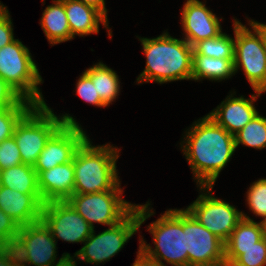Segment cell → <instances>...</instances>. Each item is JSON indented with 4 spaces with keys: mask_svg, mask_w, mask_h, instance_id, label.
Wrapping results in <instances>:
<instances>
[{
    "mask_svg": "<svg viewBox=\"0 0 266 266\" xmlns=\"http://www.w3.org/2000/svg\"><path fill=\"white\" fill-rule=\"evenodd\" d=\"M80 124H63L46 142L33 168L37 175L73 160L76 150L88 138Z\"/></svg>",
    "mask_w": 266,
    "mask_h": 266,
    "instance_id": "obj_14",
    "label": "cell"
},
{
    "mask_svg": "<svg viewBox=\"0 0 266 266\" xmlns=\"http://www.w3.org/2000/svg\"><path fill=\"white\" fill-rule=\"evenodd\" d=\"M192 47V55L234 59V38L226 33H221L214 38L198 41Z\"/></svg>",
    "mask_w": 266,
    "mask_h": 266,
    "instance_id": "obj_26",
    "label": "cell"
},
{
    "mask_svg": "<svg viewBox=\"0 0 266 266\" xmlns=\"http://www.w3.org/2000/svg\"><path fill=\"white\" fill-rule=\"evenodd\" d=\"M84 72L91 78L101 101L106 106L112 104L120 92V80L116 71L100 61Z\"/></svg>",
    "mask_w": 266,
    "mask_h": 266,
    "instance_id": "obj_22",
    "label": "cell"
},
{
    "mask_svg": "<svg viewBox=\"0 0 266 266\" xmlns=\"http://www.w3.org/2000/svg\"><path fill=\"white\" fill-rule=\"evenodd\" d=\"M20 150L14 137L0 143V171L22 164Z\"/></svg>",
    "mask_w": 266,
    "mask_h": 266,
    "instance_id": "obj_30",
    "label": "cell"
},
{
    "mask_svg": "<svg viewBox=\"0 0 266 266\" xmlns=\"http://www.w3.org/2000/svg\"><path fill=\"white\" fill-rule=\"evenodd\" d=\"M38 188L44 203L68 200L74 192V157L66 164H59L38 175Z\"/></svg>",
    "mask_w": 266,
    "mask_h": 266,
    "instance_id": "obj_18",
    "label": "cell"
},
{
    "mask_svg": "<svg viewBox=\"0 0 266 266\" xmlns=\"http://www.w3.org/2000/svg\"><path fill=\"white\" fill-rule=\"evenodd\" d=\"M234 69L242 68L253 90L266 92V54L264 47V24L249 20L251 27L233 19ZM253 31H252V30Z\"/></svg>",
    "mask_w": 266,
    "mask_h": 266,
    "instance_id": "obj_8",
    "label": "cell"
},
{
    "mask_svg": "<svg viewBox=\"0 0 266 266\" xmlns=\"http://www.w3.org/2000/svg\"><path fill=\"white\" fill-rule=\"evenodd\" d=\"M57 241L50 229L42 220L20 226L19 233L13 245L21 266H64L71 260L69 253H63L57 258Z\"/></svg>",
    "mask_w": 266,
    "mask_h": 266,
    "instance_id": "obj_10",
    "label": "cell"
},
{
    "mask_svg": "<svg viewBox=\"0 0 266 266\" xmlns=\"http://www.w3.org/2000/svg\"><path fill=\"white\" fill-rule=\"evenodd\" d=\"M77 261L75 260V258H71V260L65 264L64 266H77Z\"/></svg>",
    "mask_w": 266,
    "mask_h": 266,
    "instance_id": "obj_40",
    "label": "cell"
},
{
    "mask_svg": "<svg viewBox=\"0 0 266 266\" xmlns=\"http://www.w3.org/2000/svg\"><path fill=\"white\" fill-rule=\"evenodd\" d=\"M262 93L255 90L250 98L234 97L236 93H231L207 115L234 136L259 113L253 102Z\"/></svg>",
    "mask_w": 266,
    "mask_h": 266,
    "instance_id": "obj_16",
    "label": "cell"
},
{
    "mask_svg": "<svg viewBox=\"0 0 266 266\" xmlns=\"http://www.w3.org/2000/svg\"><path fill=\"white\" fill-rule=\"evenodd\" d=\"M78 125L70 114L57 116L45 105H35L16 125L14 139L22 162L34 166L46 142L63 125Z\"/></svg>",
    "mask_w": 266,
    "mask_h": 266,
    "instance_id": "obj_6",
    "label": "cell"
},
{
    "mask_svg": "<svg viewBox=\"0 0 266 266\" xmlns=\"http://www.w3.org/2000/svg\"><path fill=\"white\" fill-rule=\"evenodd\" d=\"M0 78L7 82L23 99L34 105H45L38 85L43 83L30 50L15 39L0 48Z\"/></svg>",
    "mask_w": 266,
    "mask_h": 266,
    "instance_id": "obj_7",
    "label": "cell"
},
{
    "mask_svg": "<svg viewBox=\"0 0 266 266\" xmlns=\"http://www.w3.org/2000/svg\"><path fill=\"white\" fill-rule=\"evenodd\" d=\"M241 215L242 219L224 243L225 248H250L264 237L260 222H255L244 212Z\"/></svg>",
    "mask_w": 266,
    "mask_h": 266,
    "instance_id": "obj_24",
    "label": "cell"
},
{
    "mask_svg": "<svg viewBox=\"0 0 266 266\" xmlns=\"http://www.w3.org/2000/svg\"><path fill=\"white\" fill-rule=\"evenodd\" d=\"M183 231L186 232L188 266H226L224 242L201 225L185 208Z\"/></svg>",
    "mask_w": 266,
    "mask_h": 266,
    "instance_id": "obj_12",
    "label": "cell"
},
{
    "mask_svg": "<svg viewBox=\"0 0 266 266\" xmlns=\"http://www.w3.org/2000/svg\"><path fill=\"white\" fill-rule=\"evenodd\" d=\"M10 245L0 236V252L9 248Z\"/></svg>",
    "mask_w": 266,
    "mask_h": 266,
    "instance_id": "obj_38",
    "label": "cell"
},
{
    "mask_svg": "<svg viewBox=\"0 0 266 266\" xmlns=\"http://www.w3.org/2000/svg\"><path fill=\"white\" fill-rule=\"evenodd\" d=\"M15 40L9 10L0 2V48Z\"/></svg>",
    "mask_w": 266,
    "mask_h": 266,
    "instance_id": "obj_33",
    "label": "cell"
},
{
    "mask_svg": "<svg viewBox=\"0 0 266 266\" xmlns=\"http://www.w3.org/2000/svg\"><path fill=\"white\" fill-rule=\"evenodd\" d=\"M19 229L20 226L16 221L0 209V236L10 246L14 245Z\"/></svg>",
    "mask_w": 266,
    "mask_h": 266,
    "instance_id": "obj_34",
    "label": "cell"
},
{
    "mask_svg": "<svg viewBox=\"0 0 266 266\" xmlns=\"http://www.w3.org/2000/svg\"><path fill=\"white\" fill-rule=\"evenodd\" d=\"M76 94L85 102L97 107H107L100 99L91 78L83 72L76 84Z\"/></svg>",
    "mask_w": 266,
    "mask_h": 266,
    "instance_id": "obj_31",
    "label": "cell"
},
{
    "mask_svg": "<svg viewBox=\"0 0 266 266\" xmlns=\"http://www.w3.org/2000/svg\"><path fill=\"white\" fill-rule=\"evenodd\" d=\"M181 24L185 34L183 38L191 46L198 41L214 38L223 33L217 15L199 0H187L184 3Z\"/></svg>",
    "mask_w": 266,
    "mask_h": 266,
    "instance_id": "obj_15",
    "label": "cell"
},
{
    "mask_svg": "<svg viewBox=\"0 0 266 266\" xmlns=\"http://www.w3.org/2000/svg\"><path fill=\"white\" fill-rule=\"evenodd\" d=\"M183 137L180 145L197 185L213 186L236 151L234 136L205 115Z\"/></svg>",
    "mask_w": 266,
    "mask_h": 266,
    "instance_id": "obj_1",
    "label": "cell"
},
{
    "mask_svg": "<svg viewBox=\"0 0 266 266\" xmlns=\"http://www.w3.org/2000/svg\"><path fill=\"white\" fill-rule=\"evenodd\" d=\"M41 220L55 240L69 243H84L93 230L67 200L44 203Z\"/></svg>",
    "mask_w": 266,
    "mask_h": 266,
    "instance_id": "obj_13",
    "label": "cell"
},
{
    "mask_svg": "<svg viewBox=\"0 0 266 266\" xmlns=\"http://www.w3.org/2000/svg\"><path fill=\"white\" fill-rule=\"evenodd\" d=\"M246 193L249 209L256 216L266 217V179L261 178L253 182Z\"/></svg>",
    "mask_w": 266,
    "mask_h": 266,
    "instance_id": "obj_29",
    "label": "cell"
},
{
    "mask_svg": "<svg viewBox=\"0 0 266 266\" xmlns=\"http://www.w3.org/2000/svg\"><path fill=\"white\" fill-rule=\"evenodd\" d=\"M235 75L234 59H222L204 55H192L191 80L222 81Z\"/></svg>",
    "mask_w": 266,
    "mask_h": 266,
    "instance_id": "obj_21",
    "label": "cell"
},
{
    "mask_svg": "<svg viewBox=\"0 0 266 266\" xmlns=\"http://www.w3.org/2000/svg\"><path fill=\"white\" fill-rule=\"evenodd\" d=\"M264 47H265V54H266V24H264Z\"/></svg>",
    "mask_w": 266,
    "mask_h": 266,
    "instance_id": "obj_41",
    "label": "cell"
},
{
    "mask_svg": "<svg viewBox=\"0 0 266 266\" xmlns=\"http://www.w3.org/2000/svg\"><path fill=\"white\" fill-rule=\"evenodd\" d=\"M71 31V40L75 35L84 37L99 33L100 22L108 29V36L112 37L109 21L95 8L85 5L78 0H62Z\"/></svg>",
    "mask_w": 266,
    "mask_h": 266,
    "instance_id": "obj_19",
    "label": "cell"
},
{
    "mask_svg": "<svg viewBox=\"0 0 266 266\" xmlns=\"http://www.w3.org/2000/svg\"><path fill=\"white\" fill-rule=\"evenodd\" d=\"M119 151L110 143L94 146L88 137L74 154L73 194L108 191L121 182L116 169Z\"/></svg>",
    "mask_w": 266,
    "mask_h": 266,
    "instance_id": "obj_3",
    "label": "cell"
},
{
    "mask_svg": "<svg viewBox=\"0 0 266 266\" xmlns=\"http://www.w3.org/2000/svg\"><path fill=\"white\" fill-rule=\"evenodd\" d=\"M119 182L112 190L73 194L67 201L94 229V223L113 226L121 222L136 206L122 198Z\"/></svg>",
    "mask_w": 266,
    "mask_h": 266,
    "instance_id": "obj_9",
    "label": "cell"
},
{
    "mask_svg": "<svg viewBox=\"0 0 266 266\" xmlns=\"http://www.w3.org/2000/svg\"><path fill=\"white\" fill-rule=\"evenodd\" d=\"M147 230L153 236L155 248L139 238V249L148 257L166 266L162 260L172 266H188L186 250V232L183 231V209H168L151 223Z\"/></svg>",
    "mask_w": 266,
    "mask_h": 266,
    "instance_id": "obj_5",
    "label": "cell"
},
{
    "mask_svg": "<svg viewBox=\"0 0 266 266\" xmlns=\"http://www.w3.org/2000/svg\"><path fill=\"white\" fill-rule=\"evenodd\" d=\"M132 266H161L154 259L146 256L140 249H138V253L135 259V262Z\"/></svg>",
    "mask_w": 266,
    "mask_h": 266,
    "instance_id": "obj_36",
    "label": "cell"
},
{
    "mask_svg": "<svg viewBox=\"0 0 266 266\" xmlns=\"http://www.w3.org/2000/svg\"><path fill=\"white\" fill-rule=\"evenodd\" d=\"M0 266H21L13 246L0 252Z\"/></svg>",
    "mask_w": 266,
    "mask_h": 266,
    "instance_id": "obj_35",
    "label": "cell"
},
{
    "mask_svg": "<svg viewBox=\"0 0 266 266\" xmlns=\"http://www.w3.org/2000/svg\"><path fill=\"white\" fill-rule=\"evenodd\" d=\"M139 40L146 66L136 79L138 84L191 80L193 47L184 38H174L166 31L155 38L140 37Z\"/></svg>",
    "mask_w": 266,
    "mask_h": 266,
    "instance_id": "obj_2",
    "label": "cell"
},
{
    "mask_svg": "<svg viewBox=\"0 0 266 266\" xmlns=\"http://www.w3.org/2000/svg\"><path fill=\"white\" fill-rule=\"evenodd\" d=\"M40 20V25L50 44L55 45L71 40V31L62 0H52Z\"/></svg>",
    "mask_w": 266,
    "mask_h": 266,
    "instance_id": "obj_20",
    "label": "cell"
},
{
    "mask_svg": "<svg viewBox=\"0 0 266 266\" xmlns=\"http://www.w3.org/2000/svg\"><path fill=\"white\" fill-rule=\"evenodd\" d=\"M236 148L240 144L255 149L266 148V117L255 115L237 134L234 135Z\"/></svg>",
    "mask_w": 266,
    "mask_h": 266,
    "instance_id": "obj_27",
    "label": "cell"
},
{
    "mask_svg": "<svg viewBox=\"0 0 266 266\" xmlns=\"http://www.w3.org/2000/svg\"><path fill=\"white\" fill-rule=\"evenodd\" d=\"M226 266H265L266 237L250 248H225Z\"/></svg>",
    "mask_w": 266,
    "mask_h": 266,
    "instance_id": "obj_25",
    "label": "cell"
},
{
    "mask_svg": "<svg viewBox=\"0 0 266 266\" xmlns=\"http://www.w3.org/2000/svg\"><path fill=\"white\" fill-rule=\"evenodd\" d=\"M0 186H6L24 194H40L37 172L33 166L24 163L1 170Z\"/></svg>",
    "mask_w": 266,
    "mask_h": 266,
    "instance_id": "obj_23",
    "label": "cell"
},
{
    "mask_svg": "<svg viewBox=\"0 0 266 266\" xmlns=\"http://www.w3.org/2000/svg\"><path fill=\"white\" fill-rule=\"evenodd\" d=\"M150 205L149 201L144 205L136 204L121 222L109 226L97 235L93 229L91 235L84 241V246L71 258L76 257L79 261L95 265L110 261L139 230L144 221L154 215L153 208H149Z\"/></svg>",
    "mask_w": 266,
    "mask_h": 266,
    "instance_id": "obj_4",
    "label": "cell"
},
{
    "mask_svg": "<svg viewBox=\"0 0 266 266\" xmlns=\"http://www.w3.org/2000/svg\"><path fill=\"white\" fill-rule=\"evenodd\" d=\"M263 235L266 237V217L263 218V220L260 221Z\"/></svg>",
    "mask_w": 266,
    "mask_h": 266,
    "instance_id": "obj_39",
    "label": "cell"
},
{
    "mask_svg": "<svg viewBox=\"0 0 266 266\" xmlns=\"http://www.w3.org/2000/svg\"><path fill=\"white\" fill-rule=\"evenodd\" d=\"M34 106L0 108V143L13 137L16 125Z\"/></svg>",
    "mask_w": 266,
    "mask_h": 266,
    "instance_id": "obj_28",
    "label": "cell"
},
{
    "mask_svg": "<svg viewBox=\"0 0 266 266\" xmlns=\"http://www.w3.org/2000/svg\"><path fill=\"white\" fill-rule=\"evenodd\" d=\"M85 5L91 6L98 10L107 19V9L105 6V0H78Z\"/></svg>",
    "mask_w": 266,
    "mask_h": 266,
    "instance_id": "obj_37",
    "label": "cell"
},
{
    "mask_svg": "<svg viewBox=\"0 0 266 266\" xmlns=\"http://www.w3.org/2000/svg\"><path fill=\"white\" fill-rule=\"evenodd\" d=\"M7 106H35L23 99L7 82L0 78V108Z\"/></svg>",
    "mask_w": 266,
    "mask_h": 266,
    "instance_id": "obj_32",
    "label": "cell"
},
{
    "mask_svg": "<svg viewBox=\"0 0 266 266\" xmlns=\"http://www.w3.org/2000/svg\"><path fill=\"white\" fill-rule=\"evenodd\" d=\"M43 204L41 194H24L6 186H0V209L19 226L41 220Z\"/></svg>",
    "mask_w": 266,
    "mask_h": 266,
    "instance_id": "obj_17",
    "label": "cell"
},
{
    "mask_svg": "<svg viewBox=\"0 0 266 266\" xmlns=\"http://www.w3.org/2000/svg\"><path fill=\"white\" fill-rule=\"evenodd\" d=\"M199 189L202 193L186 209L201 225L225 243L242 219V211L213 196V186H199Z\"/></svg>",
    "mask_w": 266,
    "mask_h": 266,
    "instance_id": "obj_11",
    "label": "cell"
}]
</instances>
